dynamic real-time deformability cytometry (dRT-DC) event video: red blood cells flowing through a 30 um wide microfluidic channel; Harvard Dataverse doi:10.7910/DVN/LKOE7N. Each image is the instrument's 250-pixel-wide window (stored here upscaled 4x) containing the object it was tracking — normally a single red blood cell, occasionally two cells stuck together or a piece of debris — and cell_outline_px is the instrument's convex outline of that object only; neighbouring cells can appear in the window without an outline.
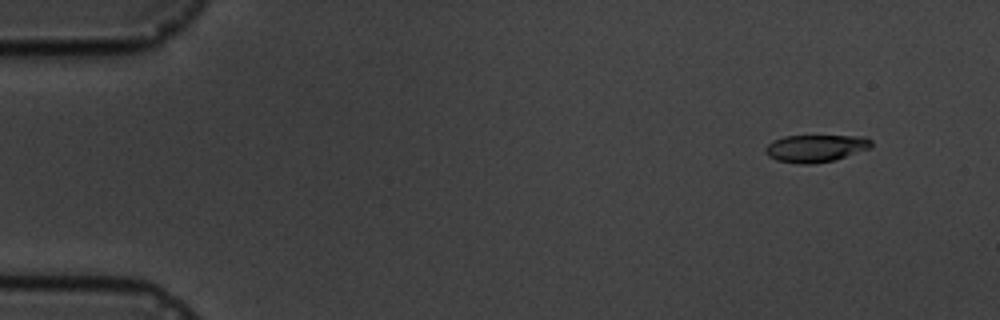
{"species": "common noctule bat (a hibernating species)", "species_latin": "Nyctalus noctula", "temperature_condition": "cold", "stored_images_in_passage": 13, "camera_frame_rate_fps": 3000, "um_per_image_px": 0.085, "animal": {"sex": "male", "body_mass_g": 19.5, "forearm_length_mm": 54.6}, "frame": {"image": 1, "passage_image": 2, "time_ms": 1.333, "image_size_px": [1000, 320], "cell_outline_px": [[872, 144], [868, 148], [836, 160], [812, 164], [800, 164], [776, 160], [768, 156], [764, 152], [764, 148], [772, 140], [784, 136], [864, 136], [872, 140]], "centroid_in_image_um": [69.28, 12.6], "position_along_channel_um": 15.7, "area_um2": 16.94}}
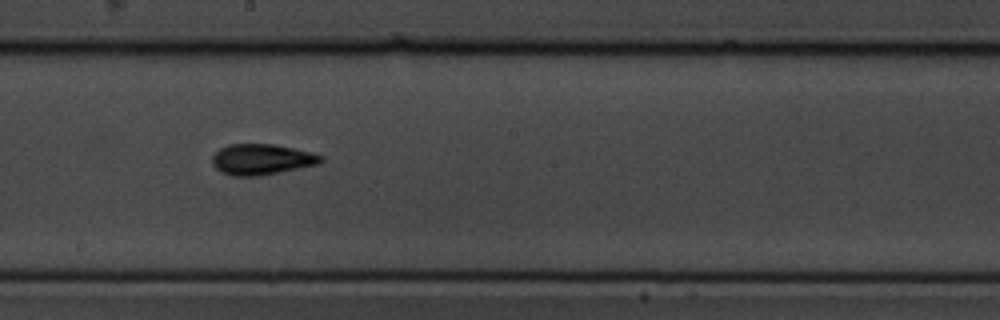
{"frame": {"image": 2, "passage_image": 10, "time_ms": 10.333, "image_size_px": [1000, 320], "cell_outline_px": [[324, 160], [320, 164], [260, 176], [232, 176], [220, 172], [212, 164], [212, 156], [220, 148], [228, 144], [272, 144], [292, 148], [324, 156]], "centroid_in_image_um": [22.23, 13.56], "position_along_channel_um": 226.0, "area_um2": 19.54}}
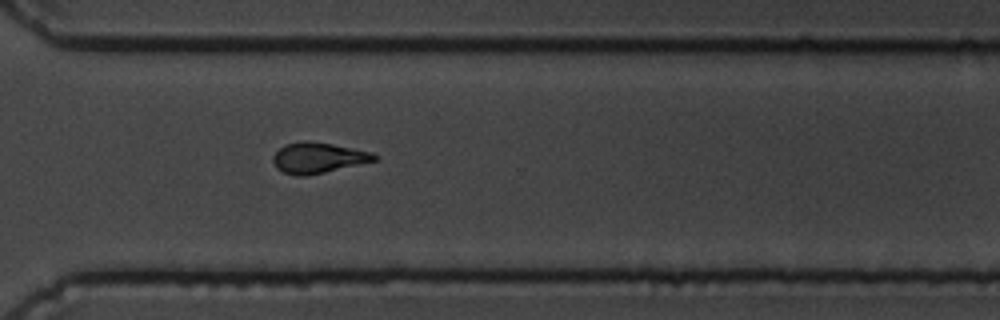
{"frame": {"image": 3, "passage_image": 13, "time_ms": 13.667, "image_size_px": [1000, 320], "cell_outline_px": [[380, 156], [376, 160], [308, 176], [296, 176], [284, 172], [276, 168], [272, 160], [272, 156], [284, 144], [300, 140], [308, 140], [332, 144], [372, 152]], "centroid_in_image_um": [27.01, 13.4], "position_along_channel_um": 343.6, "area_um2": 18.21}}